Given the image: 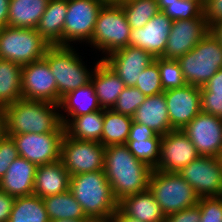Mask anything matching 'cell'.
Segmentation results:
<instances>
[{
	"instance_id": "cell-1",
	"label": "cell",
	"mask_w": 222,
	"mask_h": 222,
	"mask_svg": "<svg viewBox=\"0 0 222 222\" xmlns=\"http://www.w3.org/2000/svg\"><path fill=\"white\" fill-rule=\"evenodd\" d=\"M103 171L119 202L147 190L152 169L138 160L126 144H118L105 147Z\"/></svg>"
},
{
	"instance_id": "cell-2",
	"label": "cell",
	"mask_w": 222,
	"mask_h": 222,
	"mask_svg": "<svg viewBox=\"0 0 222 222\" xmlns=\"http://www.w3.org/2000/svg\"><path fill=\"white\" fill-rule=\"evenodd\" d=\"M59 105L20 99L3 108L6 135L25 133L65 132Z\"/></svg>"
},
{
	"instance_id": "cell-3",
	"label": "cell",
	"mask_w": 222,
	"mask_h": 222,
	"mask_svg": "<svg viewBox=\"0 0 222 222\" xmlns=\"http://www.w3.org/2000/svg\"><path fill=\"white\" fill-rule=\"evenodd\" d=\"M69 191L89 219L113 216L118 201L103 170L72 175Z\"/></svg>"
},
{
	"instance_id": "cell-4",
	"label": "cell",
	"mask_w": 222,
	"mask_h": 222,
	"mask_svg": "<svg viewBox=\"0 0 222 222\" xmlns=\"http://www.w3.org/2000/svg\"><path fill=\"white\" fill-rule=\"evenodd\" d=\"M76 51L73 46H51L43 58L56 79L57 105L64 95L91 82L94 69H88Z\"/></svg>"
},
{
	"instance_id": "cell-5",
	"label": "cell",
	"mask_w": 222,
	"mask_h": 222,
	"mask_svg": "<svg viewBox=\"0 0 222 222\" xmlns=\"http://www.w3.org/2000/svg\"><path fill=\"white\" fill-rule=\"evenodd\" d=\"M177 61L186 84L203 87L222 68V45L210 31Z\"/></svg>"
},
{
	"instance_id": "cell-6",
	"label": "cell",
	"mask_w": 222,
	"mask_h": 222,
	"mask_svg": "<svg viewBox=\"0 0 222 222\" xmlns=\"http://www.w3.org/2000/svg\"><path fill=\"white\" fill-rule=\"evenodd\" d=\"M131 27L118 2L104 3L99 10L92 40L88 43L95 51H102L105 58L108 54L129 46Z\"/></svg>"
},
{
	"instance_id": "cell-7",
	"label": "cell",
	"mask_w": 222,
	"mask_h": 222,
	"mask_svg": "<svg viewBox=\"0 0 222 222\" xmlns=\"http://www.w3.org/2000/svg\"><path fill=\"white\" fill-rule=\"evenodd\" d=\"M50 47L36 29L8 25L0 29V59L24 66L43 59Z\"/></svg>"
},
{
	"instance_id": "cell-8",
	"label": "cell",
	"mask_w": 222,
	"mask_h": 222,
	"mask_svg": "<svg viewBox=\"0 0 222 222\" xmlns=\"http://www.w3.org/2000/svg\"><path fill=\"white\" fill-rule=\"evenodd\" d=\"M148 188L166 217L198 204L199 197L179 173L152 169Z\"/></svg>"
},
{
	"instance_id": "cell-9",
	"label": "cell",
	"mask_w": 222,
	"mask_h": 222,
	"mask_svg": "<svg viewBox=\"0 0 222 222\" xmlns=\"http://www.w3.org/2000/svg\"><path fill=\"white\" fill-rule=\"evenodd\" d=\"M105 147L100 142L79 140L64 134L60 160L72 175L103 170Z\"/></svg>"
},
{
	"instance_id": "cell-10",
	"label": "cell",
	"mask_w": 222,
	"mask_h": 222,
	"mask_svg": "<svg viewBox=\"0 0 222 222\" xmlns=\"http://www.w3.org/2000/svg\"><path fill=\"white\" fill-rule=\"evenodd\" d=\"M104 3L103 0H68L63 46H72L76 42L87 44L92 40L96 19Z\"/></svg>"
},
{
	"instance_id": "cell-11",
	"label": "cell",
	"mask_w": 222,
	"mask_h": 222,
	"mask_svg": "<svg viewBox=\"0 0 222 222\" xmlns=\"http://www.w3.org/2000/svg\"><path fill=\"white\" fill-rule=\"evenodd\" d=\"M178 173L191 185L199 198L222 196L221 158L199 156Z\"/></svg>"
},
{
	"instance_id": "cell-12",
	"label": "cell",
	"mask_w": 222,
	"mask_h": 222,
	"mask_svg": "<svg viewBox=\"0 0 222 222\" xmlns=\"http://www.w3.org/2000/svg\"><path fill=\"white\" fill-rule=\"evenodd\" d=\"M65 132L12 134L19 153L36 166L60 160L61 143Z\"/></svg>"
},
{
	"instance_id": "cell-13",
	"label": "cell",
	"mask_w": 222,
	"mask_h": 222,
	"mask_svg": "<svg viewBox=\"0 0 222 222\" xmlns=\"http://www.w3.org/2000/svg\"><path fill=\"white\" fill-rule=\"evenodd\" d=\"M200 156L222 157V118L200 112L183 129Z\"/></svg>"
},
{
	"instance_id": "cell-14",
	"label": "cell",
	"mask_w": 222,
	"mask_h": 222,
	"mask_svg": "<svg viewBox=\"0 0 222 222\" xmlns=\"http://www.w3.org/2000/svg\"><path fill=\"white\" fill-rule=\"evenodd\" d=\"M209 32L204 13L196 18L173 20L162 57L178 59L190 52Z\"/></svg>"
},
{
	"instance_id": "cell-15",
	"label": "cell",
	"mask_w": 222,
	"mask_h": 222,
	"mask_svg": "<svg viewBox=\"0 0 222 222\" xmlns=\"http://www.w3.org/2000/svg\"><path fill=\"white\" fill-rule=\"evenodd\" d=\"M199 156L194 144L182 129L172 130L162 136L156 170L178 173Z\"/></svg>"
},
{
	"instance_id": "cell-16",
	"label": "cell",
	"mask_w": 222,
	"mask_h": 222,
	"mask_svg": "<svg viewBox=\"0 0 222 222\" xmlns=\"http://www.w3.org/2000/svg\"><path fill=\"white\" fill-rule=\"evenodd\" d=\"M22 99L57 104V84L48 63L38 60L22 66Z\"/></svg>"
},
{
	"instance_id": "cell-17",
	"label": "cell",
	"mask_w": 222,
	"mask_h": 222,
	"mask_svg": "<svg viewBox=\"0 0 222 222\" xmlns=\"http://www.w3.org/2000/svg\"><path fill=\"white\" fill-rule=\"evenodd\" d=\"M170 126L174 130L183 129L201 112L200 87L186 84L164 92Z\"/></svg>"
},
{
	"instance_id": "cell-18",
	"label": "cell",
	"mask_w": 222,
	"mask_h": 222,
	"mask_svg": "<svg viewBox=\"0 0 222 222\" xmlns=\"http://www.w3.org/2000/svg\"><path fill=\"white\" fill-rule=\"evenodd\" d=\"M102 60L126 86L134 87L141 72L154 62L155 58L147 51L129 45L115 50Z\"/></svg>"
},
{
	"instance_id": "cell-19",
	"label": "cell",
	"mask_w": 222,
	"mask_h": 222,
	"mask_svg": "<svg viewBox=\"0 0 222 222\" xmlns=\"http://www.w3.org/2000/svg\"><path fill=\"white\" fill-rule=\"evenodd\" d=\"M172 20L159 11L141 28L131 29L129 45L150 53L154 58L162 57L171 31Z\"/></svg>"
},
{
	"instance_id": "cell-20",
	"label": "cell",
	"mask_w": 222,
	"mask_h": 222,
	"mask_svg": "<svg viewBox=\"0 0 222 222\" xmlns=\"http://www.w3.org/2000/svg\"><path fill=\"white\" fill-rule=\"evenodd\" d=\"M36 168L35 164L25 158H16L0 179V190L14 198L32 195Z\"/></svg>"
},
{
	"instance_id": "cell-21",
	"label": "cell",
	"mask_w": 222,
	"mask_h": 222,
	"mask_svg": "<svg viewBox=\"0 0 222 222\" xmlns=\"http://www.w3.org/2000/svg\"><path fill=\"white\" fill-rule=\"evenodd\" d=\"M71 175L61 160L36 168L33 194L46 198L69 190Z\"/></svg>"
},
{
	"instance_id": "cell-22",
	"label": "cell",
	"mask_w": 222,
	"mask_h": 222,
	"mask_svg": "<svg viewBox=\"0 0 222 222\" xmlns=\"http://www.w3.org/2000/svg\"><path fill=\"white\" fill-rule=\"evenodd\" d=\"M91 82L102 109H112L126 85L100 58L93 67Z\"/></svg>"
},
{
	"instance_id": "cell-23",
	"label": "cell",
	"mask_w": 222,
	"mask_h": 222,
	"mask_svg": "<svg viewBox=\"0 0 222 222\" xmlns=\"http://www.w3.org/2000/svg\"><path fill=\"white\" fill-rule=\"evenodd\" d=\"M118 208L126 216L141 222H166V216L149 188L124 197L118 202Z\"/></svg>"
},
{
	"instance_id": "cell-24",
	"label": "cell",
	"mask_w": 222,
	"mask_h": 222,
	"mask_svg": "<svg viewBox=\"0 0 222 222\" xmlns=\"http://www.w3.org/2000/svg\"><path fill=\"white\" fill-rule=\"evenodd\" d=\"M133 121L145 124L161 136L174 130L170 126L164 93L146 96L142 105L137 108L133 116Z\"/></svg>"
},
{
	"instance_id": "cell-25",
	"label": "cell",
	"mask_w": 222,
	"mask_h": 222,
	"mask_svg": "<svg viewBox=\"0 0 222 222\" xmlns=\"http://www.w3.org/2000/svg\"><path fill=\"white\" fill-rule=\"evenodd\" d=\"M68 0H49L36 31L51 45L63 46Z\"/></svg>"
},
{
	"instance_id": "cell-26",
	"label": "cell",
	"mask_w": 222,
	"mask_h": 222,
	"mask_svg": "<svg viewBox=\"0 0 222 222\" xmlns=\"http://www.w3.org/2000/svg\"><path fill=\"white\" fill-rule=\"evenodd\" d=\"M59 109V111L66 113L64 115V113L60 112V118H74L102 108L95 94L93 84L89 82L64 95L60 100Z\"/></svg>"
},
{
	"instance_id": "cell-27",
	"label": "cell",
	"mask_w": 222,
	"mask_h": 222,
	"mask_svg": "<svg viewBox=\"0 0 222 222\" xmlns=\"http://www.w3.org/2000/svg\"><path fill=\"white\" fill-rule=\"evenodd\" d=\"M104 109L74 118H61L65 134L71 138L100 142L104 125Z\"/></svg>"
},
{
	"instance_id": "cell-28",
	"label": "cell",
	"mask_w": 222,
	"mask_h": 222,
	"mask_svg": "<svg viewBox=\"0 0 222 222\" xmlns=\"http://www.w3.org/2000/svg\"><path fill=\"white\" fill-rule=\"evenodd\" d=\"M49 0H10L8 26L36 29Z\"/></svg>"
},
{
	"instance_id": "cell-29",
	"label": "cell",
	"mask_w": 222,
	"mask_h": 222,
	"mask_svg": "<svg viewBox=\"0 0 222 222\" xmlns=\"http://www.w3.org/2000/svg\"><path fill=\"white\" fill-rule=\"evenodd\" d=\"M22 66L0 59V108L22 99Z\"/></svg>"
},
{
	"instance_id": "cell-30",
	"label": "cell",
	"mask_w": 222,
	"mask_h": 222,
	"mask_svg": "<svg viewBox=\"0 0 222 222\" xmlns=\"http://www.w3.org/2000/svg\"><path fill=\"white\" fill-rule=\"evenodd\" d=\"M104 125L100 143L104 146L126 144L133 117L104 109Z\"/></svg>"
},
{
	"instance_id": "cell-31",
	"label": "cell",
	"mask_w": 222,
	"mask_h": 222,
	"mask_svg": "<svg viewBox=\"0 0 222 222\" xmlns=\"http://www.w3.org/2000/svg\"><path fill=\"white\" fill-rule=\"evenodd\" d=\"M43 203L50 221L60 219H89L86 217L80 203L68 190L43 198Z\"/></svg>"
},
{
	"instance_id": "cell-32",
	"label": "cell",
	"mask_w": 222,
	"mask_h": 222,
	"mask_svg": "<svg viewBox=\"0 0 222 222\" xmlns=\"http://www.w3.org/2000/svg\"><path fill=\"white\" fill-rule=\"evenodd\" d=\"M8 222H50L43 199L37 195L16 197Z\"/></svg>"
},
{
	"instance_id": "cell-33",
	"label": "cell",
	"mask_w": 222,
	"mask_h": 222,
	"mask_svg": "<svg viewBox=\"0 0 222 222\" xmlns=\"http://www.w3.org/2000/svg\"><path fill=\"white\" fill-rule=\"evenodd\" d=\"M119 4L131 29L143 27L160 11L157 0H128Z\"/></svg>"
},
{
	"instance_id": "cell-34",
	"label": "cell",
	"mask_w": 222,
	"mask_h": 222,
	"mask_svg": "<svg viewBox=\"0 0 222 222\" xmlns=\"http://www.w3.org/2000/svg\"><path fill=\"white\" fill-rule=\"evenodd\" d=\"M161 139L162 137L128 138L126 145L138 160L151 169H156L160 157Z\"/></svg>"
},
{
	"instance_id": "cell-35",
	"label": "cell",
	"mask_w": 222,
	"mask_h": 222,
	"mask_svg": "<svg viewBox=\"0 0 222 222\" xmlns=\"http://www.w3.org/2000/svg\"><path fill=\"white\" fill-rule=\"evenodd\" d=\"M154 61L158 64L161 85L164 91L172 88H181L186 85L177 59L159 57L155 58Z\"/></svg>"
},
{
	"instance_id": "cell-36",
	"label": "cell",
	"mask_w": 222,
	"mask_h": 222,
	"mask_svg": "<svg viewBox=\"0 0 222 222\" xmlns=\"http://www.w3.org/2000/svg\"><path fill=\"white\" fill-rule=\"evenodd\" d=\"M162 11L172 21L196 18L203 13V0H175Z\"/></svg>"
},
{
	"instance_id": "cell-37",
	"label": "cell",
	"mask_w": 222,
	"mask_h": 222,
	"mask_svg": "<svg viewBox=\"0 0 222 222\" xmlns=\"http://www.w3.org/2000/svg\"><path fill=\"white\" fill-rule=\"evenodd\" d=\"M134 87L138 88L145 96H154L164 92L159 67L155 61L141 72Z\"/></svg>"
},
{
	"instance_id": "cell-38",
	"label": "cell",
	"mask_w": 222,
	"mask_h": 222,
	"mask_svg": "<svg viewBox=\"0 0 222 222\" xmlns=\"http://www.w3.org/2000/svg\"><path fill=\"white\" fill-rule=\"evenodd\" d=\"M146 96L136 87L126 86L120 93L112 110L133 117L137 108L142 105Z\"/></svg>"
},
{
	"instance_id": "cell-39",
	"label": "cell",
	"mask_w": 222,
	"mask_h": 222,
	"mask_svg": "<svg viewBox=\"0 0 222 222\" xmlns=\"http://www.w3.org/2000/svg\"><path fill=\"white\" fill-rule=\"evenodd\" d=\"M198 205L201 212L199 222H222V196L199 198Z\"/></svg>"
},
{
	"instance_id": "cell-40",
	"label": "cell",
	"mask_w": 222,
	"mask_h": 222,
	"mask_svg": "<svg viewBox=\"0 0 222 222\" xmlns=\"http://www.w3.org/2000/svg\"><path fill=\"white\" fill-rule=\"evenodd\" d=\"M19 157L18 150L10 136L0 141V179L5 175L9 165Z\"/></svg>"
},
{
	"instance_id": "cell-41",
	"label": "cell",
	"mask_w": 222,
	"mask_h": 222,
	"mask_svg": "<svg viewBox=\"0 0 222 222\" xmlns=\"http://www.w3.org/2000/svg\"><path fill=\"white\" fill-rule=\"evenodd\" d=\"M201 111L222 118V91H201Z\"/></svg>"
},
{
	"instance_id": "cell-42",
	"label": "cell",
	"mask_w": 222,
	"mask_h": 222,
	"mask_svg": "<svg viewBox=\"0 0 222 222\" xmlns=\"http://www.w3.org/2000/svg\"><path fill=\"white\" fill-rule=\"evenodd\" d=\"M203 13L209 28L222 21V0H203Z\"/></svg>"
},
{
	"instance_id": "cell-43",
	"label": "cell",
	"mask_w": 222,
	"mask_h": 222,
	"mask_svg": "<svg viewBox=\"0 0 222 222\" xmlns=\"http://www.w3.org/2000/svg\"><path fill=\"white\" fill-rule=\"evenodd\" d=\"M200 215V207L197 204L193 207L168 215L166 217V222H199Z\"/></svg>"
},
{
	"instance_id": "cell-44",
	"label": "cell",
	"mask_w": 222,
	"mask_h": 222,
	"mask_svg": "<svg viewBox=\"0 0 222 222\" xmlns=\"http://www.w3.org/2000/svg\"><path fill=\"white\" fill-rule=\"evenodd\" d=\"M15 198L0 190V222H8Z\"/></svg>"
},
{
	"instance_id": "cell-45",
	"label": "cell",
	"mask_w": 222,
	"mask_h": 222,
	"mask_svg": "<svg viewBox=\"0 0 222 222\" xmlns=\"http://www.w3.org/2000/svg\"><path fill=\"white\" fill-rule=\"evenodd\" d=\"M151 137H162L154 132L150 127L145 124H139L132 122L128 138H151Z\"/></svg>"
},
{
	"instance_id": "cell-46",
	"label": "cell",
	"mask_w": 222,
	"mask_h": 222,
	"mask_svg": "<svg viewBox=\"0 0 222 222\" xmlns=\"http://www.w3.org/2000/svg\"><path fill=\"white\" fill-rule=\"evenodd\" d=\"M200 91H222V68L203 86Z\"/></svg>"
},
{
	"instance_id": "cell-47",
	"label": "cell",
	"mask_w": 222,
	"mask_h": 222,
	"mask_svg": "<svg viewBox=\"0 0 222 222\" xmlns=\"http://www.w3.org/2000/svg\"><path fill=\"white\" fill-rule=\"evenodd\" d=\"M10 0H0V29L8 25V9Z\"/></svg>"
},
{
	"instance_id": "cell-48",
	"label": "cell",
	"mask_w": 222,
	"mask_h": 222,
	"mask_svg": "<svg viewBox=\"0 0 222 222\" xmlns=\"http://www.w3.org/2000/svg\"><path fill=\"white\" fill-rule=\"evenodd\" d=\"M113 216L117 222H141L137 219L126 216L119 208H117V211L113 214Z\"/></svg>"
},
{
	"instance_id": "cell-49",
	"label": "cell",
	"mask_w": 222,
	"mask_h": 222,
	"mask_svg": "<svg viewBox=\"0 0 222 222\" xmlns=\"http://www.w3.org/2000/svg\"><path fill=\"white\" fill-rule=\"evenodd\" d=\"M210 31L222 45V21H219L218 23L214 24L210 28Z\"/></svg>"
},
{
	"instance_id": "cell-50",
	"label": "cell",
	"mask_w": 222,
	"mask_h": 222,
	"mask_svg": "<svg viewBox=\"0 0 222 222\" xmlns=\"http://www.w3.org/2000/svg\"><path fill=\"white\" fill-rule=\"evenodd\" d=\"M6 135V126H5V114L2 108H0V141Z\"/></svg>"
},
{
	"instance_id": "cell-51",
	"label": "cell",
	"mask_w": 222,
	"mask_h": 222,
	"mask_svg": "<svg viewBox=\"0 0 222 222\" xmlns=\"http://www.w3.org/2000/svg\"><path fill=\"white\" fill-rule=\"evenodd\" d=\"M90 222H117L114 216L106 218L90 219Z\"/></svg>"
},
{
	"instance_id": "cell-52",
	"label": "cell",
	"mask_w": 222,
	"mask_h": 222,
	"mask_svg": "<svg viewBox=\"0 0 222 222\" xmlns=\"http://www.w3.org/2000/svg\"><path fill=\"white\" fill-rule=\"evenodd\" d=\"M175 0H157L160 11H162L165 7L169 5V3H173Z\"/></svg>"
},
{
	"instance_id": "cell-53",
	"label": "cell",
	"mask_w": 222,
	"mask_h": 222,
	"mask_svg": "<svg viewBox=\"0 0 222 222\" xmlns=\"http://www.w3.org/2000/svg\"><path fill=\"white\" fill-rule=\"evenodd\" d=\"M50 222H90V219H60Z\"/></svg>"
},
{
	"instance_id": "cell-54",
	"label": "cell",
	"mask_w": 222,
	"mask_h": 222,
	"mask_svg": "<svg viewBox=\"0 0 222 222\" xmlns=\"http://www.w3.org/2000/svg\"><path fill=\"white\" fill-rule=\"evenodd\" d=\"M105 3H111V2H121V0H103Z\"/></svg>"
}]
</instances>
